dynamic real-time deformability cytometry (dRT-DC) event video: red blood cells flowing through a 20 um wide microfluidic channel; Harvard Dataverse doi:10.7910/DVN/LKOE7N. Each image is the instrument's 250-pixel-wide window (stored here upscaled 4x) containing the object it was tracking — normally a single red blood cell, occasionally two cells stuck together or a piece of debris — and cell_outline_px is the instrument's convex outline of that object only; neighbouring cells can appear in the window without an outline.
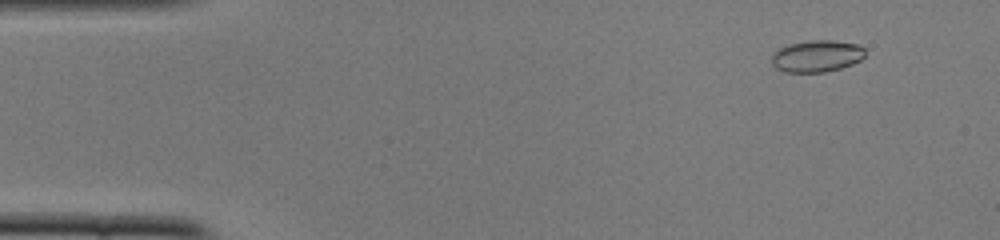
{"species": "common noctule bat (a hibernating species)", "species_latin": "Nyctalus noctula", "temperature_condition": "cold", "stored_images_in_passage": 51, "camera_frame_rate_fps": 3000, "um_per_image_px": 0.085, "animal": {"sex": "female", "body_mass_g": 22.0, "forearm_length_mm": 56.7}, "frame": {"image": 1, "passage_image": 5, "time_ms": 1.333, "image_size_px": [1000, 240], "cell_outline_px": [[864, 56], [860, 60], [852, 64], [840, 68], [824, 72], [784, 72], [776, 68], [772, 64], [772, 56], [780, 48], [788, 44], [812, 40], [832, 40], [856, 44], [864, 48]], "centroid_in_image_um": [69.42, 4.77], "position_along_channel_um": 15.6, "area_um2": 17.17}}
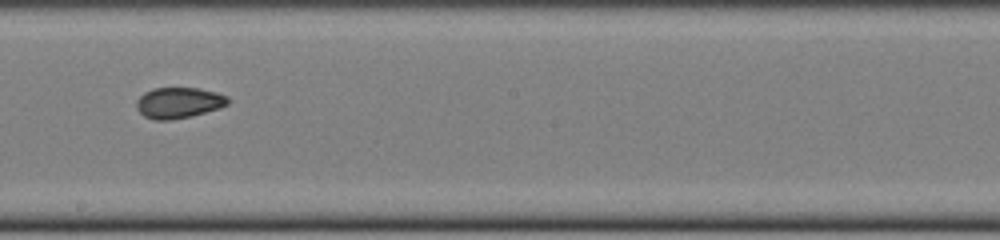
{"frame": {"image": 2, "passage_image": 29, "time_ms": 9.333, "image_size_px": [1000, 240], "cell_outline_px": [[228, 104], [220, 108], [192, 116], [172, 120], [152, 120], [144, 116], [136, 108], [136, 100], [144, 92], [152, 88], [200, 88], [216, 92], [228, 96]], "centroid_in_image_um": [15.17, 8.74], "position_along_channel_um": 233.0, "area_um2": 16.65}}
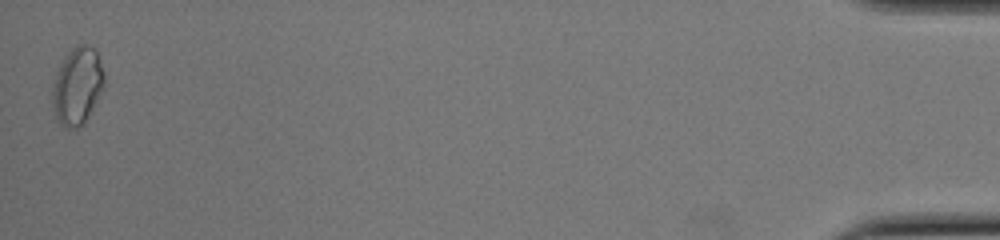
{"frame": {"image": 3, "passage_image": 51, "time_ms": 16.667, "image_size_px": [1000, 240], "cell_outline_px": [[104, 84], [84, 124], [76, 128], [68, 128], [60, 124], [56, 116], [52, 104], [52, 92], [56, 76], [60, 64], [64, 56], [76, 44], [88, 44], [96, 48], [104, 72]], "centroid_in_image_um": [6.58, 7.26], "position_along_channel_um": 428.6, "area_um2": 23.18}, "authors_computed_cell_mechanics": {"area_um2": 16.9932, "velocity_mm_per_s": 3.927, "shape_relaxation_time_tau1_ms": null, "shape_relaxation_time_tau2_ms": 1.9063, "deformation_change_tau1": null, "deformation_change_tau2": 0.0464}}